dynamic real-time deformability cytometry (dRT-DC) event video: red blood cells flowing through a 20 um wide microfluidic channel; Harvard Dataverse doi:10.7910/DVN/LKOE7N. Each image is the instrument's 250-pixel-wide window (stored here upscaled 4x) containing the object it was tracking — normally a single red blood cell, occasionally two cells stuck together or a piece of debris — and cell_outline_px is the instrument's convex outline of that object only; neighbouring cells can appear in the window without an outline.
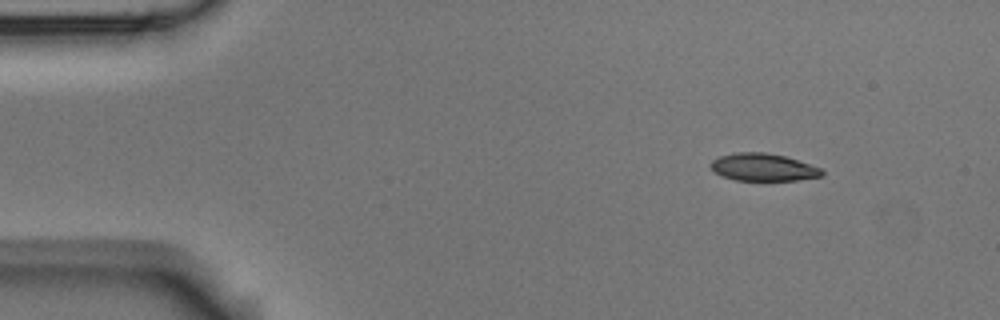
{"species": "Egyptian fruit bat (a non-hibernating species)", "species_latin": "Rousettus aegyptiacus", "temperature_condition": "room temperature", "stored_images_in_passage": 5, "camera_frame_rate_fps": 3000, "um_per_image_px": 0.085, "animal": {"sex": "male"}, "frame": {"image": 1, "passage_image": 1, "time_ms": 0.0, "image_size_px": [1000, 320], "cell_outline_px": [[824, 176], [796, 180], [736, 180], [724, 176], [716, 172], [708, 164], [712, 160], [720, 156], [736, 152], [764, 152], [784, 156], [820, 168], [824, 172]], "centroid_in_image_um": [64.86, 14.21], "position_along_channel_um": 20.1, "area_um2": 17.57}}
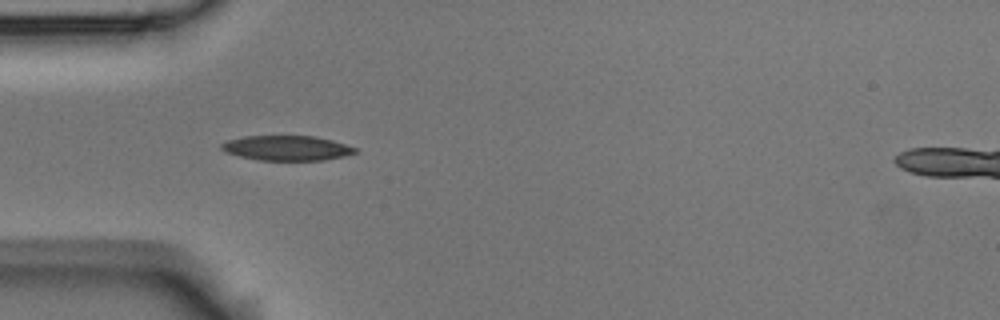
{"frame": {"image": 2, "passage_image": 4, "time_ms": 1.0, "image_size_px": [1000, 320], "cell_outline_px": [[356, 152], [344, 156], [324, 160], [260, 160], [240, 156], [224, 152], [220, 148], [220, 144], [228, 140], [244, 136], [316, 136], [332, 140], [356, 148]], "centroid_in_image_um": [24.34, 12.58], "position_along_channel_um": 60.7, "area_um2": 19.31}}
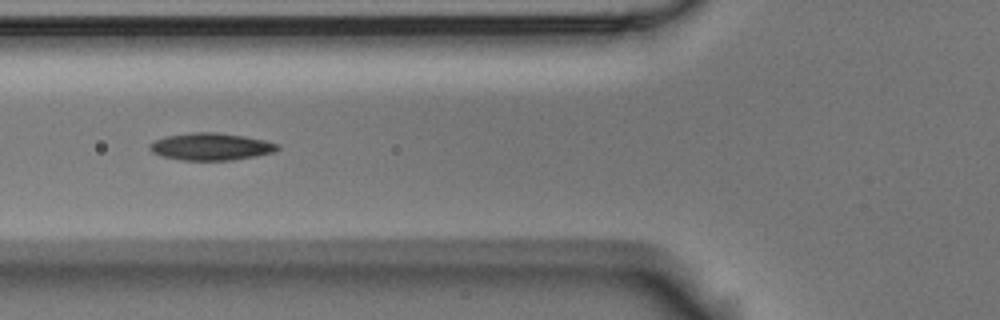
{"frame": {"image": 3, "passage_image": 5, "time_ms": 1.333, "image_size_px": [1000, 320], "cell_outline_px": [[280, 148], [272, 152], [256, 156], [232, 160], [180, 160], [160, 156], [152, 152], [148, 148], [148, 144], [156, 140], [168, 136], [192, 132], [216, 132], [244, 136], [264, 140], [280, 144]], "centroid_in_image_um": [17.91, 12.46], "position_along_channel_um": 107.9, "area_um2": 20.29}}